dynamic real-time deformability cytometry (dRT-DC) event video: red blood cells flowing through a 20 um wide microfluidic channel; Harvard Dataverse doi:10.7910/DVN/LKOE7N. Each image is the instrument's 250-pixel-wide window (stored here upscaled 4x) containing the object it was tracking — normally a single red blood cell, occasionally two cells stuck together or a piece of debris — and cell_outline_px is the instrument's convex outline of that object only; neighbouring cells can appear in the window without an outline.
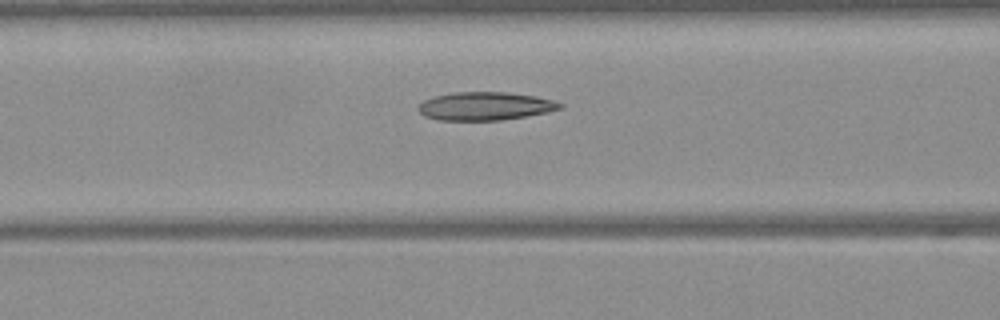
{"species": "Egyptian fruit bat (a non-hibernating species)", "species_latin": "Rousettus aegyptiacus", "temperature_condition": "warm", "stored_images_in_passage": 44, "camera_frame_rate_fps": 3000, "um_per_image_px": 0.085, "frame": {"image": 1, "passage_image": 20, "time_ms": 6.333, "image_size_px": [1000, 320], "cell_outline_px": [[564, 108], [548, 112], [528, 116], [500, 120], [440, 120], [424, 116], [416, 108], [424, 100], [432, 96], [452, 92], [508, 92], [536, 96], [552, 100], [564, 104]], "centroid_in_image_um": [41.25, 9.01], "position_along_channel_um": 125.4, "area_um2": 23.52}}
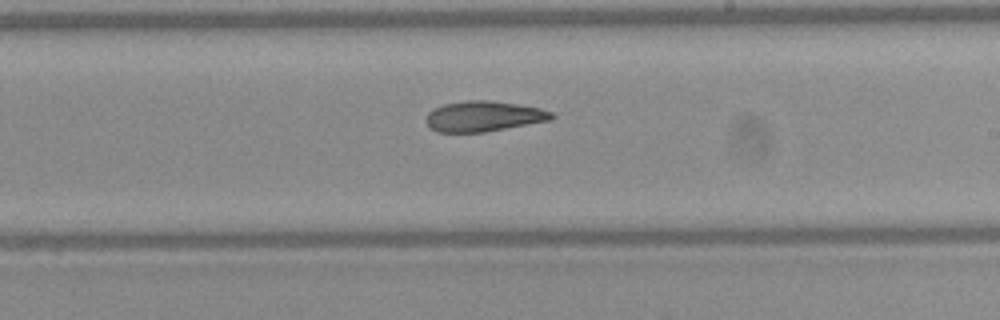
{"frame": {"image": 2, "passage_image": 29, "time_ms": 9.333, "image_size_px": [1000, 320], "cell_outline_px": [[556, 116], [552, 120], [484, 132], [436, 132], [428, 124], [428, 112], [432, 108], [444, 104], [464, 100], [488, 100], [516, 104], [540, 108], [552, 112]], "centroid_in_image_um": [41.13, 9.88], "position_along_channel_um": 247.9, "area_um2": 22.2}}
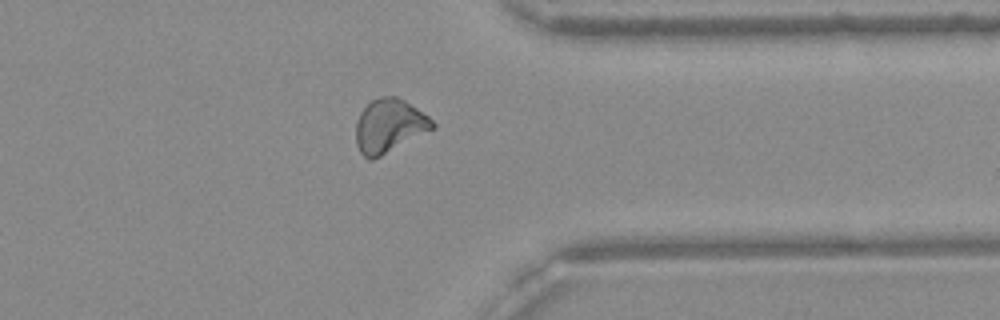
{"frame": {"image": 3, "passage_image": 39, "time_ms": 12.667, "image_size_px": [1000, 320], "cell_outline_px": [[436, 128], [372, 160], [368, 160], [360, 152], [356, 144], [356, 120], [360, 112], [372, 100], [380, 96], [396, 96], [404, 100], [428, 116], [436, 124]], "centroid_in_image_um": [33.08, 10.7], "position_along_channel_um": 378.3, "area_um2": 23.87}, "authors_computed_cell_mechanics": {"area_um2": 23.4668, "velocity_mm_per_s": 4.0806, "shape_relaxation_time_tau1_ms": null, "shape_relaxation_time_tau2_ms": 5.9404, "deformation_change_tau1": null, "deformation_change_tau2": 0.1391}}